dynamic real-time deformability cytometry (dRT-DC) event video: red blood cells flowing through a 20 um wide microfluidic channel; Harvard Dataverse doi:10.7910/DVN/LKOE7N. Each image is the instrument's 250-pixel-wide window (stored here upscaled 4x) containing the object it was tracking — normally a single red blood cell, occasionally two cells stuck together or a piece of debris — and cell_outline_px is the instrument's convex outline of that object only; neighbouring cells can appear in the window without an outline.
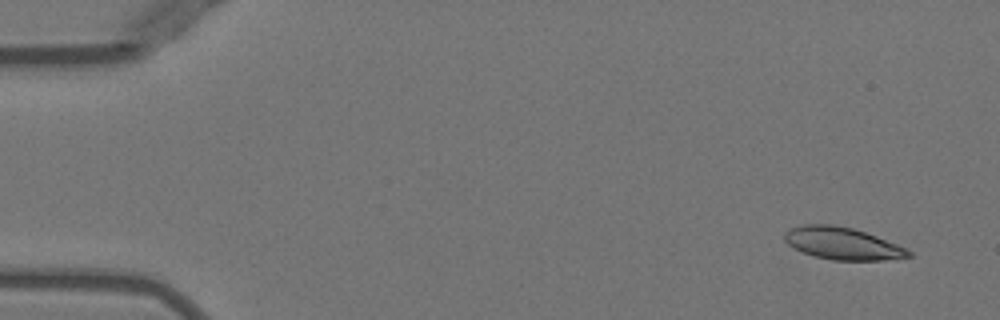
{"species": "Egyptian fruit bat (a non-hibernating species)", "species_latin": "Rousettus aegyptiacus", "temperature_condition": "warm", "stored_images_in_passage": 50, "segment_of_instrument_passage": [1, 2], "camera_frame_rate_fps": 3000, "um_per_image_px": 0.085, "animal": {"sex": "female"}, "frame": {"image": 1, "passage_image": 1, "time_ms": 0.0, "image_size_px": [1000, 320], "cell_outline_px": [[912, 256], [896, 260], [832, 260], [816, 256], [804, 252], [788, 244], [784, 240], [784, 232], [788, 228], [800, 224], [832, 224], [852, 228], [876, 236], [896, 244], [912, 252]], "centroid_in_image_um": [71.6, 20.69], "position_along_channel_um": 13.4, "area_um2": 23.29}}
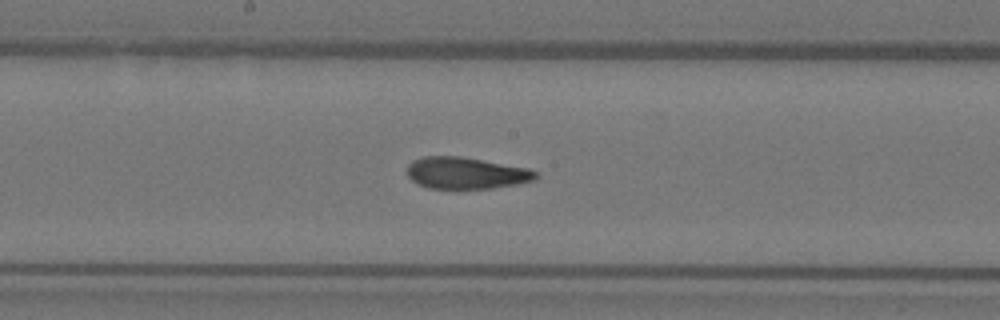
{"frame": {"image": 2, "passage_image": 25, "time_ms": 8.0, "image_size_px": [1000, 320], "cell_outline_px": [[540, 176], [532, 180], [516, 184], [492, 188], [428, 188], [416, 184], [408, 176], [408, 164], [412, 160], [424, 156], [460, 156], [528, 168], [536, 172]], "centroid_in_image_um": [39.58, 14.7], "position_along_channel_um": 208.6, "area_um2": 23.64}}
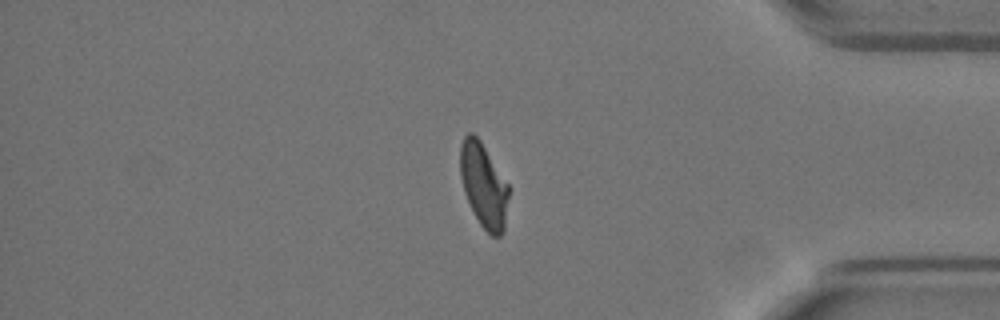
{"frame": {"image": 3, "passage_image": 41, "time_ms": 13.333, "image_size_px": [1000, 320], "cell_outline_px": [[512, 188], [504, 232], [500, 236], [492, 236], [480, 224], [464, 192], [460, 176], [460, 144], [464, 136], [468, 132], [472, 132], [480, 140]], "centroid_in_image_um": [41.16, 15.75], "position_along_channel_um": 394.0, "area_um2": 24.33}}